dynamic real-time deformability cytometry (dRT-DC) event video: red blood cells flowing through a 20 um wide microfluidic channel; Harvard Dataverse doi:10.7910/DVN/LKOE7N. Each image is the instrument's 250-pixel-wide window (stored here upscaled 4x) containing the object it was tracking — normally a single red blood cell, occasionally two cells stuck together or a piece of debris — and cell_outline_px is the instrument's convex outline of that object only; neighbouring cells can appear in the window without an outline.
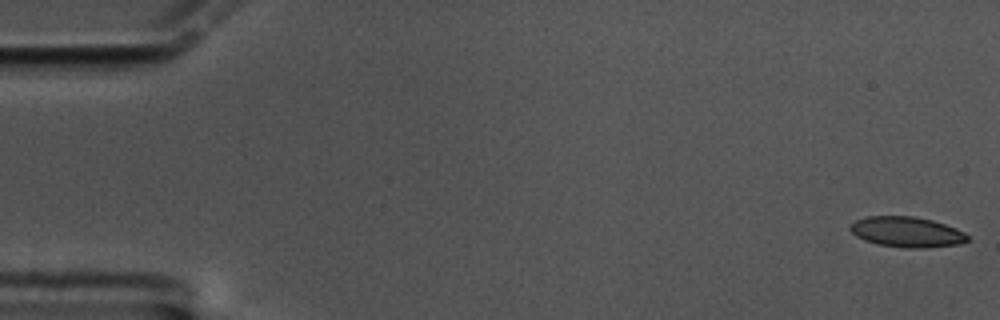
{"species": "common noctule bat (a hibernating species)", "species_latin": "Nyctalus noctula", "temperature_condition": "cold", "stored_images_in_passage": 59, "camera_frame_rate_fps": 3000, "um_per_image_px": 0.085, "animal": {"sex": "male", "body_mass_g": 17.5, "forearm_length_mm": 52.3}, "frame": {"image": 1, "passage_image": 1, "time_ms": 0.0, "image_size_px": [1000, 320], "cell_outline_px": [[968, 240], [960, 244], [924, 248], [904, 248], [876, 244], [864, 240], [856, 236], [848, 228], [848, 224], [856, 220], [868, 216], [916, 216], [932, 220], [956, 228], [964, 232], [968, 236]], "centroid_in_image_um": [77.05, 19.72], "position_along_channel_um": 8.0, "area_um2": 20.98}}
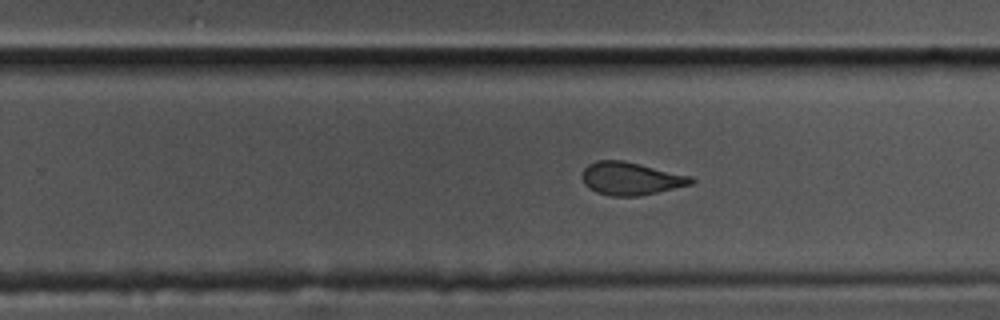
{"frame": {"image": 2, "passage_image": 37, "time_ms": 12.0, "image_size_px": [1000, 320], "cell_outline_px": [[696, 180], [692, 184], [656, 192], [636, 196], [612, 196], [596, 192], [588, 188], [584, 184], [580, 176], [584, 168], [588, 164], [596, 160], [624, 160], [692, 176]], "centroid_in_image_um": [53.58, 15.16], "position_along_channel_um": 276.2, "area_um2": 20.98}}
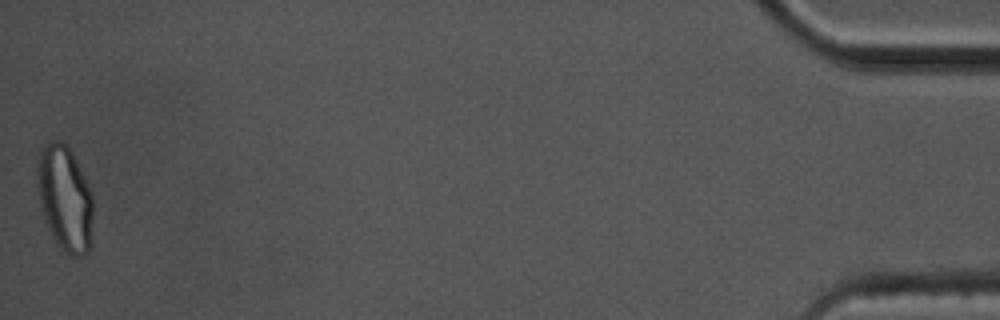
{"frame": {"image": 3, "passage_image": 59, "time_ms": 19.333, "image_size_px": [1000, 320], "cell_outline_px": [[92, 216], [88, 252], [84, 256], [72, 256], [56, 244], [44, 220], [40, 204], [36, 172], [36, 168], [40, 148], [44, 144], [52, 140], [60, 140], [72, 152], [84, 176], [92, 196]], "centroid_in_image_um": [5.48, 16.83], "position_along_channel_um": 429.7, "area_um2": 34.16}, "authors_computed_cell_mechanics": {"area_um2": 21.5594, "velocity_mm_per_s": 3.3962, "shape_relaxation_time_tau1_ms": 6.44, "shape_relaxation_time_tau2_ms": 1.7385, "deformation_change_tau1": 0.1627, "deformation_change_tau2": 0.0725}}